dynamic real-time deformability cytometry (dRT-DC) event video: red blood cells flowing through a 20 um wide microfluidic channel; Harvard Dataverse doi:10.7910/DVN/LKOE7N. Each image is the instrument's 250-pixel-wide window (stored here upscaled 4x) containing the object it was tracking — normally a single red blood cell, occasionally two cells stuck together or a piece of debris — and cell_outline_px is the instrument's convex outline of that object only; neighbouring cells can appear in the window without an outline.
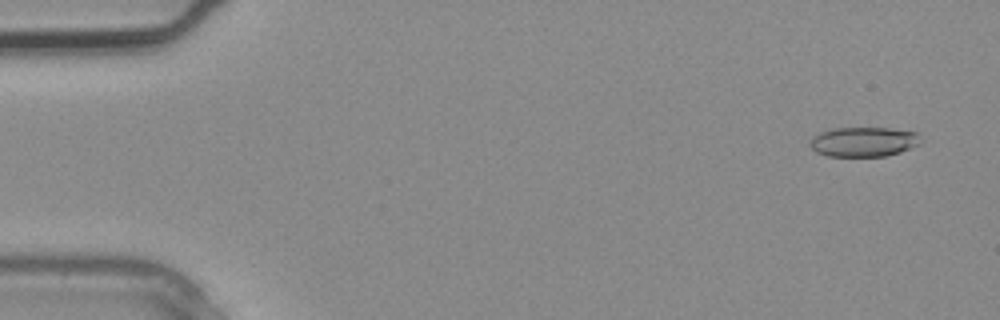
{"species": "common noctule bat (a hibernating species)", "species_latin": "Nyctalus noctula", "temperature_condition": "warm", "stored_images_in_passage": 4, "camera_frame_rate_fps": 3000, "um_per_image_px": 0.085, "animal": {"sex": "male", "body_mass_g": 20.4}, "frame": {"image": 1, "passage_image": 1, "time_ms": 0.0, "image_size_px": [1000, 320], "cell_outline_px": [[920, 144], [900, 152], [884, 156], [828, 156], [816, 152], [808, 144], [808, 140], [820, 132], [832, 128], [892, 128], [916, 132]], "centroid_in_image_um": [73.36, 12.05], "position_along_channel_um": 11.6, "area_um2": 19.13}}